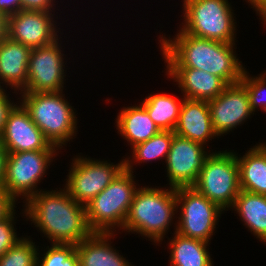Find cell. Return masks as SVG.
<instances>
[{"instance_id":"9","label":"cell","mask_w":266,"mask_h":266,"mask_svg":"<svg viewBox=\"0 0 266 266\" xmlns=\"http://www.w3.org/2000/svg\"><path fill=\"white\" fill-rule=\"evenodd\" d=\"M58 150H37L7 153L3 188L17 202H26L40 191L37 185L47 175ZM49 166V167H48ZM23 196V197H21Z\"/></svg>"},{"instance_id":"23","label":"cell","mask_w":266,"mask_h":266,"mask_svg":"<svg viewBox=\"0 0 266 266\" xmlns=\"http://www.w3.org/2000/svg\"><path fill=\"white\" fill-rule=\"evenodd\" d=\"M173 235L167 243L170 266H214L207 242L182 236L176 231Z\"/></svg>"},{"instance_id":"25","label":"cell","mask_w":266,"mask_h":266,"mask_svg":"<svg viewBox=\"0 0 266 266\" xmlns=\"http://www.w3.org/2000/svg\"><path fill=\"white\" fill-rule=\"evenodd\" d=\"M174 131H159L152 138L132 147V156L124 157L125 169L133 172V164L164 159L166 162ZM134 159V160H133Z\"/></svg>"},{"instance_id":"1","label":"cell","mask_w":266,"mask_h":266,"mask_svg":"<svg viewBox=\"0 0 266 266\" xmlns=\"http://www.w3.org/2000/svg\"><path fill=\"white\" fill-rule=\"evenodd\" d=\"M172 38L158 37L166 68H195L221 77L228 85L239 83L245 65L237 58L235 43L192 36L177 29Z\"/></svg>"},{"instance_id":"16","label":"cell","mask_w":266,"mask_h":266,"mask_svg":"<svg viewBox=\"0 0 266 266\" xmlns=\"http://www.w3.org/2000/svg\"><path fill=\"white\" fill-rule=\"evenodd\" d=\"M167 78L177 82L182 97L210 101L221 94L228 84L211 73L195 68H166Z\"/></svg>"},{"instance_id":"32","label":"cell","mask_w":266,"mask_h":266,"mask_svg":"<svg viewBox=\"0 0 266 266\" xmlns=\"http://www.w3.org/2000/svg\"><path fill=\"white\" fill-rule=\"evenodd\" d=\"M16 201L0 187V221L7 217L17 206Z\"/></svg>"},{"instance_id":"4","label":"cell","mask_w":266,"mask_h":266,"mask_svg":"<svg viewBox=\"0 0 266 266\" xmlns=\"http://www.w3.org/2000/svg\"><path fill=\"white\" fill-rule=\"evenodd\" d=\"M19 94L20 103L52 145L60 150L76 138L78 117L63 91Z\"/></svg>"},{"instance_id":"2","label":"cell","mask_w":266,"mask_h":266,"mask_svg":"<svg viewBox=\"0 0 266 266\" xmlns=\"http://www.w3.org/2000/svg\"><path fill=\"white\" fill-rule=\"evenodd\" d=\"M59 189H41L24 202L22 214L49 243L78 245L92 233L86 221V208L72 199L65 188Z\"/></svg>"},{"instance_id":"30","label":"cell","mask_w":266,"mask_h":266,"mask_svg":"<svg viewBox=\"0 0 266 266\" xmlns=\"http://www.w3.org/2000/svg\"><path fill=\"white\" fill-rule=\"evenodd\" d=\"M3 87H0V135L2 134L5 123L7 121L8 113L17 104L12 101Z\"/></svg>"},{"instance_id":"7","label":"cell","mask_w":266,"mask_h":266,"mask_svg":"<svg viewBox=\"0 0 266 266\" xmlns=\"http://www.w3.org/2000/svg\"><path fill=\"white\" fill-rule=\"evenodd\" d=\"M192 187L228 211L241 190L236 152L226 149L210 153Z\"/></svg>"},{"instance_id":"28","label":"cell","mask_w":266,"mask_h":266,"mask_svg":"<svg viewBox=\"0 0 266 266\" xmlns=\"http://www.w3.org/2000/svg\"><path fill=\"white\" fill-rule=\"evenodd\" d=\"M264 72L257 76H250L249 72L245 69L240 80V83L248 92L250 106L254 113L259 108L266 112V71Z\"/></svg>"},{"instance_id":"20","label":"cell","mask_w":266,"mask_h":266,"mask_svg":"<svg viewBox=\"0 0 266 266\" xmlns=\"http://www.w3.org/2000/svg\"><path fill=\"white\" fill-rule=\"evenodd\" d=\"M246 152L243 156L236 153L240 189L266 195V142H259Z\"/></svg>"},{"instance_id":"13","label":"cell","mask_w":266,"mask_h":266,"mask_svg":"<svg viewBox=\"0 0 266 266\" xmlns=\"http://www.w3.org/2000/svg\"><path fill=\"white\" fill-rule=\"evenodd\" d=\"M212 125L217 136L227 135L248 121L254 112L246 88L239 82L228 85L215 99L208 101Z\"/></svg>"},{"instance_id":"11","label":"cell","mask_w":266,"mask_h":266,"mask_svg":"<svg viewBox=\"0 0 266 266\" xmlns=\"http://www.w3.org/2000/svg\"><path fill=\"white\" fill-rule=\"evenodd\" d=\"M60 38L62 37L59 36L50 44L31 49L27 84L21 92H60L64 90L66 81V70H64L66 57L64 56L66 55L62 53L64 51L61 48Z\"/></svg>"},{"instance_id":"19","label":"cell","mask_w":266,"mask_h":266,"mask_svg":"<svg viewBox=\"0 0 266 266\" xmlns=\"http://www.w3.org/2000/svg\"><path fill=\"white\" fill-rule=\"evenodd\" d=\"M114 235L116 233L92 232L76 245L78 266H134L112 247Z\"/></svg>"},{"instance_id":"36","label":"cell","mask_w":266,"mask_h":266,"mask_svg":"<svg viewBox=\"0 0 266 266\" xmlns=\"http://www.w3.org/2000/svg\"><path fill=\"white\" fill-rule=\"evenodd\" d=\"M7 36V18L0 13V41Z\"/></svg>"},{"instance_id":"26","label":"cell","mask_w":266,"mask_h":266,"mask_svg":"<svg viewBox=\"0 0 266 266\" xmlns=\"http://www.w3.org/2000/svg\"><path fill=\"white\" fill-rule=\"evenodd\" d=\"M38 251L31 237H24L0 257V266H37Z\"/></svg>"},{"instance_id":"22","label":"cell","mask_w":266,"mask_h":266,"mask_svg":"<svg viewBox=\"0 0 266 266\" xmlns=\"http://www.w3.org/2000/svg\"><path fill=\"white\" fill-rule=\"evenodd\" d=\"M230 209L238 214L248 231L266 244V195L240 190Z\"/></svg>"},{"instance_id":"34","label":"cell","mask_w":266,"mask_h":266,"mask_svg":"<svg viewBox=\"0 0 266 266\" xmlns=\"http://www.w3.org/2000/svg\"><path fill=\"white\" fill-rule=\"evenodd\" d=\"M251 5L258 16H260L263 24H266V0H245Z\"/></svg>"},{"instance_id":"6","label":"cell","mask_w":266,"mask_h":266,"mask_svg":"<svg viewBox=\"0 0 266 266\" xmlns=\"http://www.w3.org/2000/svg\"><path fill=\"white\" fill-rule=\"evenodd\" d=\"M182 1L184 21L179 27L183 32L225 43L236 42V19L228 0Z\"/></svg>"},{"instance_id":"31","label":"cell","mask_w":266,"mask_h":266,"mask_svg":"<svg viewBox=\"0 0 266 266\" xmlns=\"http://www.w3.org/2000/svg\"><path fill=\"white\" fill-rule=\"evenodd\" d=\"M22 10H33V11H44V12H54L56 9L54 4L55 0H21Z\"/></svg>"},{"instance_id":"21","label":"cell","mask_w":266,"mask_h":266,"mask_svg":"<svg viewBox=\"0 0 266 266\" xmlns=\"http://www.w3.org/2000/svg\"><path fill=\"white\" fill-rule=\"evenodd\" d=\"M115 121L117 132L130 143V148L147 141L160 131L140 103L123 107Z\"/></svg>"},{"instance_id":"27","label":"cell","mask_w":266,"mask_h":266,"mask_svg":"<svg viewBox=\"0 0 266 266\" xmlns=\"http://www.w3.org/2000/svg\"><path fill=\"white\" fill-rule=\"evenodd\" d=\"M46 250V251H45ZM44 251L43 253H41ZM37 266H78L76 245L50 244L38 252Z\"/></svg>"},{"instance_id":"5","label":"cell","mask_w":266,"mask_h":266,"mask_svg":"<svg viewBox=\"0 0 266 266\" xmlns=\"http://www.w3.org/2000/svg\"><path fill=\"white\" fill-rule=\"evenodd\" d=\"M133 173L124 168L85 206L86 221L92 232L115 233L123 229L139 186Z\"/></svg>"},{"instance_id":"8","label":"cell","mask_w":266,"mask_h":266,"mask_svg":"<svg viewBox=\"0 0 266 266\" xmlns=\"http://www.w3.org/2000/svg\"><path fill=\"white\" fill-rule=\"evenodd\" d=\"M176 200L177 213L180 212L174 230L182 236L210 244L224 210L192 186L176 188Z\"/></svg>"},{"instance_id":"14","label":"cell","mask_w":266,"mask_h":266,"mask_svg":"<svg viewBox=\"0 0 266 266\" xmlns=\"http://www.w3.org/2000/svg\"><path fill=\"white\" fill-rule=\"evenodd\" d=\"M8 113L0 141L7 153L37 150H59L52 145L32 121L20 101Z\"/></svg>"},{"instance_id":"15","label":"cell","mask_w":266,"mask_h":266,"mask_svg":"<svg viewBox=\"0 0 266 266\" xmlns=\"http://www.w3.org/2000/svg\"><path fill=\"white\" fill-rule=\"evenodd\" d=\"M52 12L21 10L7 18V36L28 47L37 48L52 43L58 38ZM55 23V24H54ZM58 30V31H57Z\"/></svg>"},{"instance_id":"10","label":"cell","mask_w":266,"mask_h":266,"mask_svg":"<svg viewBox=\"0 0 266 266\" xmlns=\"http://www.w3.org/2000/svg\"><path fill=\"white\" fill-rule=\"evenodd\" d=\"M71 160L64 188L72 199L84 206L100 194L125 168L124 159L117 164L79 155Z\"/></svg>"},{"instance_id":"35","label":"cell","mask_w":266,"mask_h":266,"mask_svg":"<svg viewBox=\"0 0 266 266\" xmlns=\"http://www.w3.org/2000/svg\"><path fill=\"white\" fill-rule=\"evenodd\" d=\"M7 151L0 141V187H3L5 179Z\"/></svg>"},{"instance_id":"18","label":"cell","mask_w":266,"mask_h":266,"mask_svg":"<svg viewBox=\"0 0 266 266\" xmlns=\"http://www.w3.org/2000/svg\"><path fill=\"white\" fill-rule=\"evenodd\" d=\"M31 48L6 36L0 41V87L13 93L21 92L27 84L28 61ZM2 84V85H1Z\"/></svg>"},{"instance_id":"3","label":"cell","mask_w":266,"mask_h":266,"mask_svg":"<svg viewBox=\"0 0 266 266\" xmlns=\"http://www.w3.org/2000/svg\"><path fill=\"white\" fill-rule=\"evenodd\" d=\"M177 214L176 188L139 186L122 232L140 234L157 245L163 241Z\"/></svg>"},{"instance_id":"33","label":"cell","mask_w":266,"mask_h":266,"mask_svg":"<svg viewBox=\"0 0 266 266\" xmlns=\"http://www.w3.org/2000/svg\"><path fill=\"white\" fill-rule=\"evenodd\" d=\"M22 10L21 0H0V13L8 18Z\"/></svg>"},{"instance_id":"29","label":"cell","mask_w":266,"mask_h":266,"mask_svg":"<svg viewBox=\"0 0 266 266\" xmlns=\"http://www.w3.org/2000/svg\"><path fill=\"white\" fill-rule=\"evenodd\" d=\"M15 211L16 209L0 221V257L24 238V236L18 237L17 231L14 228L16 227Z\"/></svg>"},{"instance_id":"24","label":"cell","mask_w":266,"mask_h":266,"mask_svg":"<svg viewBox=\"0 0 266 266\" xmlns=\"http://www.w3.org/2000/svg\"><path fill=\"white\" fill-rule=\"evenodd\" d=\"M152 94L146 96L141 105L160 131H174L185 98L176 99L174 95L165 93Z\"/></svg>"},{"instance_id":"12","label":"cell","mask_w":266,"mask_h":266,"mask_svg":"<svg viewBox=\"0 0 266 266\" xmlns=\"http://www.w3.org/2000/svg\"><path fill=\"white\" fill-rule=\"evenodd\" d=\"M206 146L187 138L174 135L166 159V174L169 187L193 186L211 153Z\"/></svg>"},{"instance_id":"17","label":"cell","mask_w":266,"mask_h":266,"mask_svg":"<svg viewBox=\"0 0 266 266\" xmlns=\"http://www.w3.org/2000/svg\"><path fill=\"white\" fill-rule=\"evenodd\" d=\"M174 134L201 143L219 138L215 133L207 101L184 99Z\"/></svg>"}]
</instances>
